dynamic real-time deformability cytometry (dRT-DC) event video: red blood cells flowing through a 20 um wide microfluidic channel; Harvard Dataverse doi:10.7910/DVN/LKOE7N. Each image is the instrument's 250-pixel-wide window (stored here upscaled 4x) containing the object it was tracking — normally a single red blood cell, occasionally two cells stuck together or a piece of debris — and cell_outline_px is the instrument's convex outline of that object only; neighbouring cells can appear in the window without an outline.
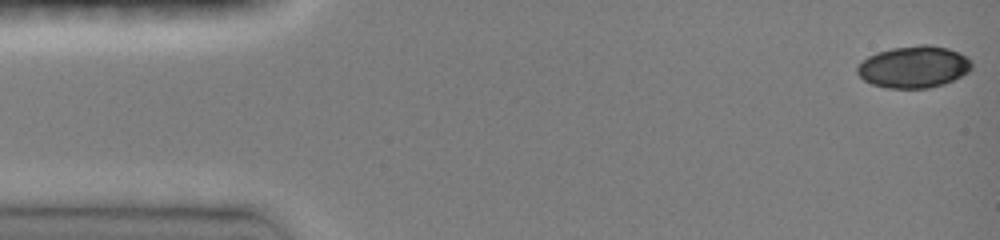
{"species": "common noctule bat (a hibernating species)", "species_latin": "Nyctalus noctula", "temperature_condition": "room temperature", "stored_images_in_passage": 45, "camera_frame_rate_fps": 3000, "um_per_image_px": 0.085, "animal": {"sex": "female", "body_mass_g": 19.0, "forearm_length_mm": 51.5}, "frame": {"image": 1, "passage_image": 1, "time_ms": 0.0, "image_size_px": [1000, 240], "cell_outline_px": [[972, 68], [968, 72], [944, 84], [928, 88], [888, 88], [872, 84], [864, 80], [856, 72], [856, 68], [868, 56], [876, 52], [892, 48], [920, 44], [928, 44], [948, 48], [972, 60]], "centroid_in_image_um": [77.67, 5.68], "position_along_channel_um": 7.3, "area_um2": 27.86}}
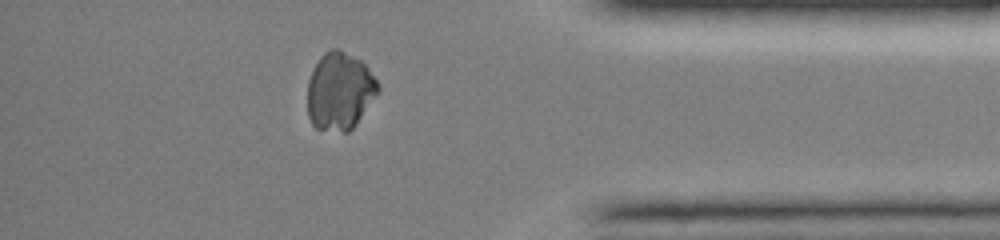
{"frame": {"image": 2, "passage_image": 40, "time_ms": 13.0, "image_size_px": [1000, 240], "cell_outline_px": [[380, 92], [356, 124], [348, 132], [344, 132], [316, 128], [312, 124], [308, 116], [308, 80], [312, 68], [320, 56], [324, 52], [332, 48], [340, 48], [360, 60], [364, 64], [380, 84]], "centroid_in_image_um": [28.88, 7.73], "position_along_channel_um": 406.3, "area_um2": 32.25}}